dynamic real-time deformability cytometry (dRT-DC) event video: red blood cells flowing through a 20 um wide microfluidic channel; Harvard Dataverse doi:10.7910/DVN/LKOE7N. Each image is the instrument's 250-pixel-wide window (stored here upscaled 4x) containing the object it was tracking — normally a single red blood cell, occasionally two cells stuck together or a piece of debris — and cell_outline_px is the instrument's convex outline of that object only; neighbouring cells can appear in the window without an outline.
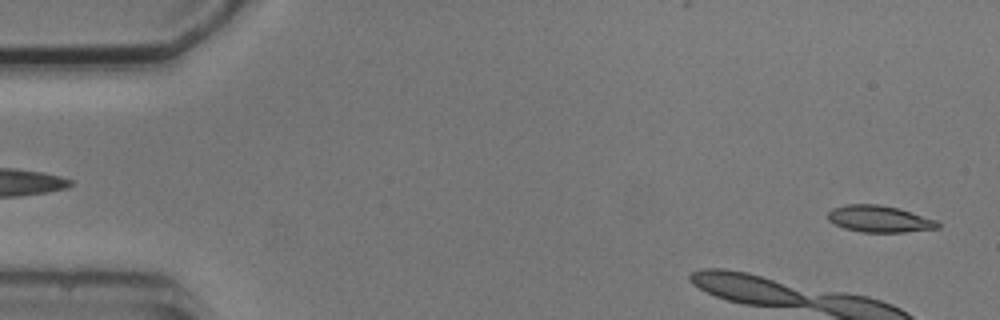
{"species": "common noctule bat (a hibernating species)", "species_latin": "Nyctalus noctula", "temperature_condition": "cold", "stored_images_in_passage": 5, "segment_of_instrument_passage": [2, 2], "camera_frame_rate_fps": 3000, "um_per_image_px": 0.085, "animal": {"sex": "male", "body_mass_g": 20.5, "forearm_length_mm": 52.5}, "frame": {"image": 1, "passage_image": 5, "time_ms": 4.667, "image_size_px": [1000, 320], "cell_outline_px": [[940, 228], [904, 232], [860, 232], [844, 228], [828, 220], [828, 212], [832, 208], [844, 204], [880, 204], [896, 208], [936, 220], [940, 224]], "centroid_in_image_um": [74.71, 18.61], "position_along_channel_um": 10.3, "area_um2": 16.99}}